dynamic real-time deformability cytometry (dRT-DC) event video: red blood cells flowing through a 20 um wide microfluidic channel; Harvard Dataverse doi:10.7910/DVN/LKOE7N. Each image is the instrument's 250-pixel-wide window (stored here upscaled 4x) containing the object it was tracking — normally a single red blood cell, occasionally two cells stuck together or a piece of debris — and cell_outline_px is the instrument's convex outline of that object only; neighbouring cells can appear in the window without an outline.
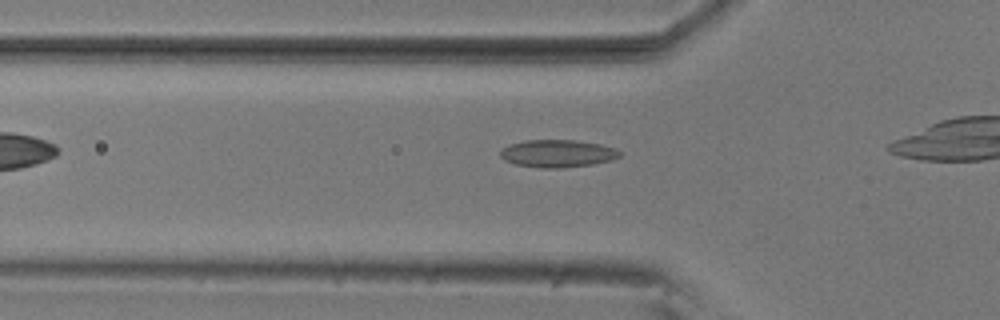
{"species": "common noctule bat (a hibernating species)", "species_latin": "Nyctalus noctula", "temperature_condition": "room temperature", "stored_images_in_passage": 11, "camera_frame_rate_fps": 3000, "um_per_image_px": 0.085, "animal": {"sex": "male", "body_mass_g": 20.5, "forearm_length_mm": 52.5}, "frame": {"image": 1, "passage_image": 2, "time_ms": 0.333, "image_size_px": [1000, 320], "cell_outline_px": [[620, 156], [612, 160], [592, 164], [560, 168], [540, 168], [516, 164], [504, 160], [500, 156], [500, 152], [508, 144], [524, 140], [576, 140], [600, 144], [616, 148], [620, 152]], "centroid_in_image_um": [47.38, 13.04], "position_along_channel_um": 78.4, "area_um2": 19.19}}
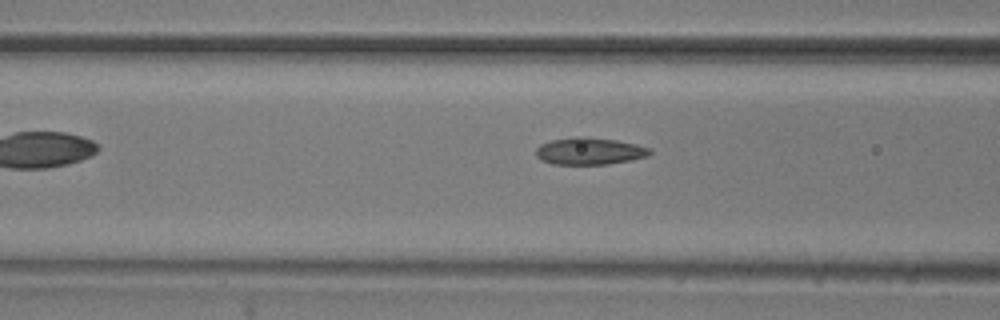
{"frame": {"image": 2, "passage_image": 5, "time_ms": 1.333, "image_size_px": [1000, 320], "cell_outline_px": [[652, 152], [648, 156], [632, 160], [608, 164], [552, 164], [540, 160], [536, 156], [536, 148], [540, 144], [552, 140], [576, 136], [584, 136], [616, 140], [636, 144], [652, 148]], "centroid_in_image_um": [50.12, 12.84], "position_along_channel_um": 116.5, "area_um2": 18.15}}